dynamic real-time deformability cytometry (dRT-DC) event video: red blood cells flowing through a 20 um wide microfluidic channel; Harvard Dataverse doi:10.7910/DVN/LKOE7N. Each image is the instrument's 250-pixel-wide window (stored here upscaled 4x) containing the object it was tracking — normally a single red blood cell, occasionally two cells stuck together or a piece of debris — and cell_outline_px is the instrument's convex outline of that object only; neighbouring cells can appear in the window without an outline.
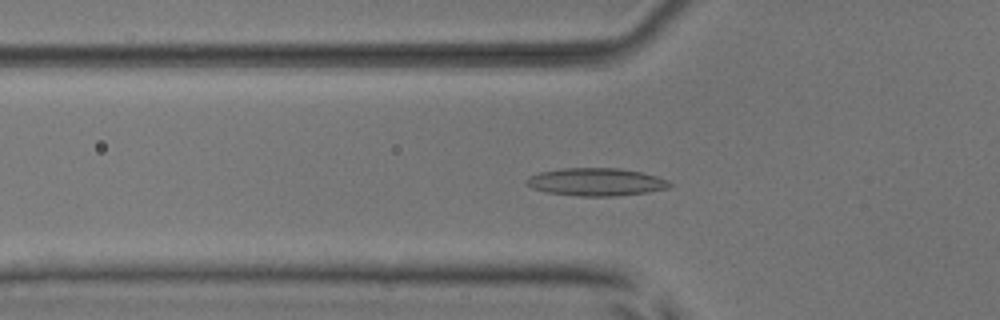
{"species": "common noctule bat (a hibernating species)", "species_latin": "Nyctalus noctula", "temperature_condition": "room temperature", "stored_images_in_passage": 53, "camera_frame_rate_fps": 3000, "um_per_image_px": 0.085, "animal": {"sex": "male", "body_mass_g": 17.9, "forearm_length_mm": 54.2}, "frame": {"image": 1, "passage_image": 18, "time_ms": 5.667, "image_size_px": [1000, 320], "cell_outline_px": [[672, 184], [668, 188], [648, 192], [616, 196], [580, 196], [548, 192], [532, 188], [524, 184], [524, 180], [528, 176], [540, 172], [560, 168], [620, 168], [640, 172], [656, 176], [668, 180]], "centroid_in_image_um": [50.63, 15.46], "position_along_channel_um": 75.2, "area_um2": 23.24}}
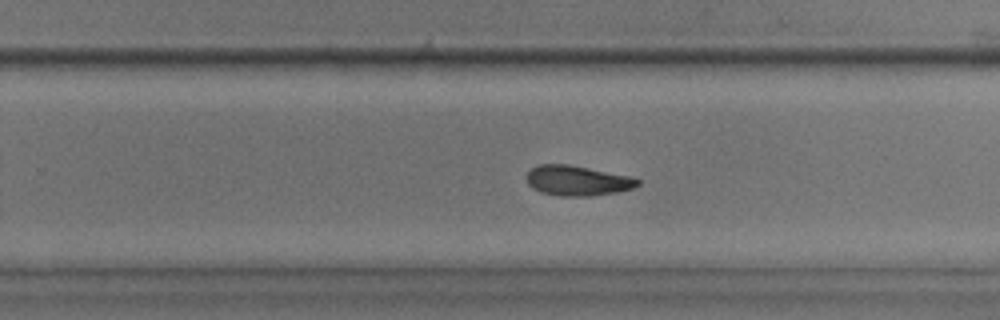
{"frame": {"image": 2, "passage_image": 34, "time_ms": 11.0, "image_size_px": [1000, 320], "cell_outline_px": [[640, 184], [632, 188], [616, 192], [592, 196], [560, 196], [540, 192], [532, 188], [528, 184], [524, 176], [536, 164], [568, 164], [628, 176], [640, 180]], "centroid_in_image_um": [49.01, 15.35], "position_along_channel_um": 280.8, "area_um2": 19.48}}
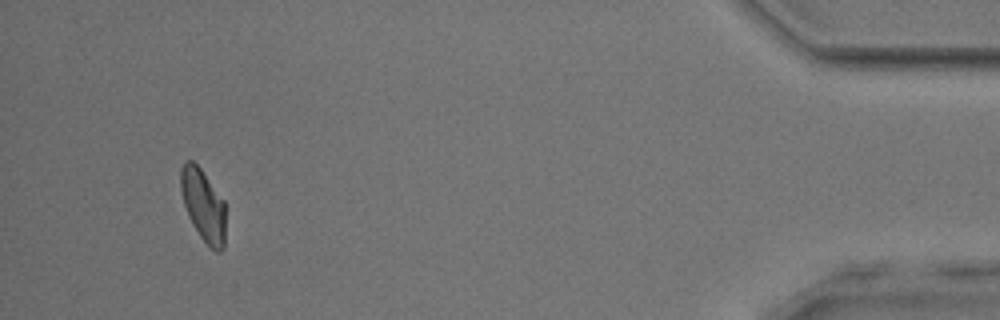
{"frame": {"image": 3, "passage_image": 50, "time_ms": 16.333, "image_size_px": [1000, 320], "cell_outline_px": [[224, 248], [220, 252], [216, 252], [200, 236], [192, 224], [188, 216], [184, 204], [180, 188], [180, 168], [184, 160], [192, 160], [200, 168], [224, 200]], "centroid_in_image_um": [17.25, 17.41], "position_along_channel_um": 417.9, "area_um2": 18.73}, "authors_computed_cell_mechanics": {"area_um2": 20.23, "velocity_mm_per_s": 3.8647, "shape_relaxation_time_tau1_ms": 10.283, "shape_relaxation_time_tau2_ms": 4.7474, "deformation_change_tau1": 0.2082, "deformation_change_tau2": 0.1201}}